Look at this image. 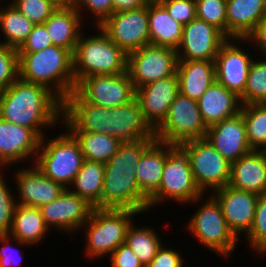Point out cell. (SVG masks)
Here are the masks:
<instances>
[{
  "mask_svg": "<svg viewBox=\"0 0 266 267\" xmlns=\"http://www.w3.org/2000/svg\"><path fill=\"white\" fill-rule=\"evenodd\" d=\"M0 118L33 129L42 138V129L60 123L62 101L47 87L18 77L0 93Z\"/></svg>",
  "mask_w": 266,
  "mask_h": 267,
  "instance_id": "1",
  "label": "cell"
},
{
  "mask_svg": "<svg viewBox=\"0 0 266 267\" xmlns=\"http://www.w3.org/2000/svg\"><path fill=\"white\" fill-rule=\"evenodd\" d=\"M155 140L145 138L124 143L105 163L101 209L149 211V199L141 192L136 169L144 150Z\"/></svg>",
  "mask_w": 266,
  "mask_h": 267,
  "instance_id": "2",
  "label": "cell"
},
{
  "mask_svg": "<svg viewBox=\"0 0 266 267\" xmlns=\"http://www.w3.org/2000/svg\"><path fill=\"white\" fill-rule=\"evenodd\" d=\"M18 77L47 87L63 101L76 87L73 53L55 45L37 52L18 53Z\"/></svg>",
  "mask_w": 266,
  "mask_h": 267,
  "instance_id": "3",
  "label": "cell"
},
{
  "mask_svg": "<svg viewBox=\"0 0 266 267\" xmlns=\"http://www.w3.org/2000/svg\"><path fill=\"white\" fill-rule=\"evenodd\" d=\"M97 35H80L73 53L76 84L91 75H111L127 72L128 55L99 27Z\"/></svg>",
  "mask_w": 266,
  "mask_h": 267,
  "instance_id": "4",
  "label": "cell"
},
{
  "mask_svg": "<svg viewBox=\"0 0 266 267\" xmlns=\"http://www.w3.org/2000/svg\"><path fill=\"white\" fill-rule=\"evenodd\" d=\"M66 131L47 142L46 136L41 138L34 164L46 177L70 188L85 159L78 140Z\"/></svg>",
  "mask_w": 266,
  "mask_h": 267,
  "instance_id": "5",
  "label": "cell"
},
{
  "mask_svg": "<svg viewBox=\"0 0 266 267\" xmlns=\"http://www.w3.org/2000/svg\"><path fill=\"white\" fill-rule=\"evenodd\" d=\"M204 194L198 188L191 170L190 156L180 144L168 143V155L159 189L149 198V210L169 199L179 203L200 201Z\"/></svg>",
  "mask_w": 266,
  "mask_h": 267,
  "instance_id": "6",
  "label": "cell"
},
{
  "mask_svg": "<svg viewBox=\"0 0 266 267\" xmlns=\"http://www.w3.org/2000/svg\"><path fill=\"white\" fill-rule=\"evenodd\" d=\"M140 214L130 209L93 208L89 219L81 227L86 230L85 256L91 258L111 255L125 243L126 232L133 216ZM86 228V229H85Z\"/></svg>",
  "mask_w": 266,
  "mask_h": 267,
  "instance_id": "7",
  "label": "cell"
},
{
  "mask_svg": "<svg viewBox=\"0 0 266 267\" xmlns=\"http://www.w3.org/2000/svg\"><path fill=\"white\" fill-rule=\"evenodd\" d=\"M189 220L187 229L210 251L228 257L238 238L228 228L218 201L211 195Z\"/></svg>",
  "mask_w": 266,
  "mask_h": 267,
  "instance_id": "8",
  "label": "cell"
},
{
  "mask_svg": "<svg viewBox=\"0 0 266 267\" xmlns=\"http://www.w3.org/2000/svg\"><path fill=\"white\" fill-rule=\"evenodd\" d=\"M204 124L197 101L178 93L169 107L167 116L154 130L155 139L169 144L206 137Z\"/></svg>",
  "mask_w": 266,
  "mask_h": 267,
  "instance_id": "9",
  "label": "cell"
},
{
  "mask_svg": "<svg viewBox=\"0 0 266 267\" xmlns=\"http://www.w3.org/2000/svg\"><path fill=\"white\" fill-rule=\"evenodd\" d=\"M180 145L190 156L194 180L203 194L207 189L214 192L229 185L231 162L224 158L207 139L189 140Z\"/></svg>",
  "mask_w": 266,
  "mask_h": 267,
  "instance_id": "10",
  "label": "cell"
},
{
  "mask_svg": "<svg viewBox=\"0 0 266 267\" xmlns=\"http://www.w3.org/2000/svg\"><path fill=\"white\" fill-rule=\"evenodd\" d=\"M176 49L148 44L128 54L127 72L135 89L177 73Z\"/></svg>",
  "mask_w": 266,
  "mask_h": 267,
  "instance_id": "11",
  "label": "cell"
},
{
  "mask_svg": "<svg viewBox=\"0 0 266 267\" xmlns=\"http://www.w3.org/2000/svg\"><path fill=\"white\" fill-rule=\"evenodd\" d=\"M84 101L101 107L125 105L136 97L128 72L82 78L74 90Z\"/></svg>",
  "mask_w": 266,
  "mask_h": 267,
  "instance_id": "12",
  "label": "cell"
},
{
  "mask_svg": "<svg viewBox=\"0 0 266 267\" xmlns=\"http://www.w3.org/2000/svg\"><path fill=\"white\" fill-rule=\"evenodd\" d=\"M99 27L127 55L150 44L148 5L112 13Z\"/></svg>",
  "mask_w": 266,
  "mask_h": 267,
  "instance_id": "13",
  "label": "cell"
},
{
  "mask_svg": "<svg viewBox=\"0 0 266 267\" xmlns=\"http://www.w3.org/2000/svg\"><path fill=\"white\" fill-rule=\"evenodd\" d=\"M227 39L215 26L195 18L183 26L181 43L176 49L178 60L215 61L221 45Z\"/></svg>",
  "mask_w": 266,
  "mask_h": 267,
  "instance_id": "14",
  "label": "cell"
},
{
  "mask_svg": "<svg viewBox=\"0 0 266 267\" xmlns=\"http://www.w3.org/2000/svg\"><path fill=\"white\" fill-rule=\"evenodd\" d=\"M242 41L243 39L228 38L215 58L216 81L238 97L244 94L248 72L254 60L241 46H237V43L242 44Z\"/></svg>",
  "mask_w": 266,
  "mask_h": 267,
  "instance_id": "15",
  "label": "cell"
},
{
  "mask_svg": "<svg viewBox=\"0 0 266 267\" xmlns=\"http://www.w3.org/2000/svg\"><path fill=\"white\" fill-rule=\"evenodd\" d=\"M70 189L65 188L57 199L40 207L46 225L66 233L79 231L94 208Z\"/></svg>",
  "mask_w": 266,
  "mask_h": 267,
  "instance_id": "16",
  "label": "cell"
},
{
  "mask_svg": "<svg viewBox=\"0 0 266 267\" xmlns=\"http://www.w3.org/2000/svg\"><path fill=\"white\" fill-rule=\"evenodd\" d=\"M104 134L118 138L122 144L155 138L154 130L145 121L136 98L125 105L108 108Z\"/></svg>",
  "mask_w": 266,
  "mask_h": 267,
  "instance_id": "17",
  "label": "cell"
},
{
  "mask_svg": "<svg viewBox=\"0 0 266 267\" xmlns=\"http://www.w3.org/2000/svg\"><path fill=\"white\" fill-rule=\"evenodd\" d=\"M211 194L219 203L228 228L239 239L252 227L259 195L226 185Z\"/></svg>",
  "mask_w": 266,
  "mask_h": 267,
  "instance_id": "18",
  "label": "cell"
},
{
  "mask_svg": "<svg viewBox=\"0 0 266 267\" xmlns=\"http://www.w3.org/2000/svg\"><path fill=\"white\" fill-rule=\"evenodd\" d=\"M179 93L177 74L159 79L136 89L143 117L155 130L167 116L168 110Z\"/></svg>",
  "mask_w": 266,
  "mask_h": 267,
  "instance_id": "19",
  "label": "cell"
},
{
  "mask_svg": "<svg viewBox=\"0 0 266 267\" xmlns=\"http://www.w3.org/2000/svg\"><path fill=\"white\" fill-rule=\"evenodd\" d=\"M41 137L33 130L0 118V168L35 158Z\"/></svg>",
  "mask_w": 266,
  "mask_h": 267,
  "instance_id": "20",
  "label": "cell"
},
{
  "mask_svg": "<svg viewBox=\"0 0 266 267\" xmlns=\"http://www.w3.org/2000/svg\"><path fill=\"white\" fill-rule=\"evenodd\" d=\"M205 139L231 163L252 150L247 141L241 112L209 127Z\"/></svg>",
  "mask_w": 266,
  "mask_h": 267,
  "instance_id": "21",
  "label": "cell"
},
{
  "mask_svg": "<svg viewBox=\"0 0 266 267\" xmlns=\"http://www.w3.org/2000/svg\"><path fill=\"white\" fill-rule=\"evenodd\" d=\"M22 168L15 174L19 202L17 204L40 208L42 205L57 199L64 187L46 177L34 164Z\"/></svg>",
  "mask_w": 266,
  "mask_h": 267,
  "instance_id": "22",
  "label": "cell"
},
{
  "mask_svg": "<svg viewBox=\"0 0 266 267\" xmlns=\"http://www.w3.org/2000/svg\"><path fill=\"white\" fill-rule=\"evenodd\" d=\"M108 107L84 101L75 91L62 101V123L70 132L104 133Z\"/></svg>",
  "mask_w": 266,
  "mask_h": 267,
  "instance_id": "23",
  "label": "cell"
},
{
  "mask_svg": "<svg viewBox=\"0 0 266 267\" xmlns=\"http://www.w3.org/2000/svg\"><path fill=\"white\" fill-rule=\"evenodd\" d=\"M232 188L266 194V151L251 150L231 163Z\"/></svg>",
  "mask_w": 266,
  "mask_h": 267,
  "instance_id": "24",
  "label": "cell"
},
{
  "mask_svg": "<svg viewBox=\"0 0 266 267\" xmlns=\"http://www.w3.org/2000/svg\"><path fill=\"white\" fill-rule=\"evenodd\" d=\"M197 103L207 128L237 115L242 106L240 97L216 80L200 97Z\"/></svg>",
  "mask_w": 266,
  "mask_h": 267,
  "instance_id": "25",
  "label": "cell"
},
{
  "mask_svg": "<svg viewBox=\"0 0 266 267\" xmlns=\"http://www.w3.org/2000/svg\"><path fill=\"white\" fill-rule=\"evenodd\" d=\"M227 38L246 39L266 16V0H227Z\"/></svg>",
  "mask_w": 266,
  "mask_h": 267,
  "instance_id": "26",
  "label": "cell"
},
{
  "mask_svg": "<svg viewBox=\"0 0 266 267\" xmlns=\"http://www.w3.org/2000/svg\"><path fill=\"white\" fill-rule=\"evenodd\" d=\"M74 5H60L43 24L47 28L52 45L74 53L81 35L83 18Z\"/></svg>",
  "mask_w": 266,
  "mask_h": 267,
  "instance_id": "27",
  "label": "cell"
},
{
  "mask_svg": "<svg viewBox=\"0 0 266 267\" xmlns=\"http://www.w3.org/2000/svg\"><path fill=\"white\" fill-rule=\"evenodd\" d=\"M176 74L179 81V93L198 101L216 80L215 61L178 60Z\"/></svg>",
  "mask_w": 266,
  "mask_h": 267,
  "instance_id": "28",
  "label": "cell"
},
{
  "mask_svg": "<svg viewBox=\"0 0 266 267\" xmlns=\"http://www.w3.org/2000/svg\"><path fill=\"white\" fill-rule=\"evenodd\" d=\"M168 143L154 140L141 155L136 174L141 192L149 199L160 186Z\"/></svg>",
  "mask_w": 266,
  "mask_h": 267,
  "instance_id": "29",
  "label": "cell"
},
{
  "mask_svg": "<svg viewBox=\"0 0 266 267\" xmlns=\"http://www.w3.org/2000/svg\"><path fill=\"white\" fill-rule=\"evenodd\" d=\"M150 44L177 49L181 43L183 25L174 20L158 1L148 3Z\"/></svg>",
  "mask_w": 266,
  "mask_h": 267,
  "instance_id": "30",
  "label": "cell"
},
{
  "mask_svg": "<svg viewBox=\"0 0 266 267\" xmlns=\"http://www.w3.org/2000/svg\"><path fill=\"white\" fill-rule=\"evenodd\" d=\"M50 228L46 225L40 208L16 205L10 235L13 243L35 246L45 237Z\"/></svg>",
  "mask_w": 266,
  "mask_h": 267,
  "instance_id": "31",
  "label": "cell"
},
{
  "mask_svg": "<svg viewBox=\"0 0 266 267\" xmlns=\"http://www.w3.org/2000/svg\"><path fill=\"white\" fill-rule=\"evenodd\" d=\"M104 170L105 163L84 160L72 183L74 189L71 191L84 198L94 208H101Z\"/></svg>",
  "mask_w": 266,
  "mask_h": 267,
  "instance_id": "32",
  "label": "cell"
},
{
  "mask_svg": "<svg viewBox=\"0 0 266 267\" xmlns=\"http://www.w3.org/2000/svg\"><path fill=\"white\" fill-rule=\"evenodd\" d=\"M34 23L28 20L11 2L0 7V28L6 46L18 49L32 31Z\"/></svg>",
  "mask_w": 266,
  "mask_h": 267,
  "instance_id": "33",
  "label": "cell"
},
{
  "mask_svg": "<svg viewBox=\"0 0 266 267\" xmlns=\"http://www.w3.org/2000/svg\"><path fill=\"white\" fill-rule=\"evenodd\" d=\"M78 140L88 161L108 162L122 144L118 138L97 132H71Z\"/></svg>",
  "mask_w": 266,
  "mask_h": 267,
  "instance_id": "34",
  "label": "cell"
},
{
  "mask_svg": "<svg viewBox=\"0 0 266 267\" xmlns=\"http://www.w3.org/2000/svg\"><path fill=\"white\" fill-rule=\"evenodd\" d=\"M158 235L153 228L145 226L136 228L134 223H131L127 229L125 243L132 249L144 267L150 263L163 244Z\"/></svg>",
  "mask_w": 266,
  "mask_h": 267,
  "instance_id": "35",
  "label": "cell"
},
{
  "mask_svg": "<svg viewBox=\"0 0 266 267\" xmlns=\"http://www.w3.org/2000/svg\"><path fill=\"white\" fill-rule=\"evenodd\" d=\"M240 112L250 148L266 151V103L242 105Z\"/></svg>",
  "mask_w": 266,
  "mask_h": 267,
  "instance_id": "36",
  "label": "cell"
},
{
  "mask_svg": "<svg viewBox=\"0 0 266 267\" xmlns=\"http://www.w3.org/2000/svg\"><path fill=\"white\" fill-rule=\"evenodd\" d=\"M261 61H252L241 105L266 103V56Z\"/></svg>",
  "mask_w": 266,
  "mask_h": 267,
  "instance_id": "37",
  "label": "cell"
},
{
  "mask_svg": "<svg viewBox=\"0 0 266 267\" xmlns=\"http://www.w3.org/2000/svg\"><path fill=\"white\" fill-rule=\"evenodd\" d=\"M196 18L215 26L227 37V0H195Z\"/></svg>",
  "mask_w": 266,
  "mask_h": 267,
  "instance_id": "38",
  "label": "cell"
},
{
  "mask_svg": "<svg viewBox=\"0 0 266 267\" xmlns=\"http://www.w3.org/2000/svg\"><path fill=\"white\" fill-rule=\"evenodd\" d=\"M11 3L34 25L43 24L60 6L55 0H11Z\"/></svg>",
  "mask_w": 266,
  "mask_h": 267,
  "instance_id": "39",
  "label": "cell"
},
{
  "mask_svg": "<svg viewBox=\"0 0 266 267\" xmlns=\"http://www.w3.org/2000/svg\"><path fill=\"white\" fill-rule=\"evenodd\" d=\"M246 237L253 251L266 254V194L259 195L254 221Z\"/></svg>",
  "mask_w": 266,
  "mask_h": 267,
  "instance_id": "40",
  "label": "cell"
},
{
  "mask_svg": "<svg viewBox=\"0 0 266 267\" xmlns=\"http://www.w3.org/2000/svg\"><path fill=\"white\" fill-rule=\"evenodd\" d=\"M18 78V51L0 43V93Z\"/></svg>",
  "mask_w": 266,
  "mask_h": 267,
  "instance_id": "41",
  "label": "cell"
},
{
  "mask_svg": "<svg viewBox=\"0 0 266 267\" xmlns=\"http://www.w3.org/2000/svg\"><path fill=\"white\" fill-rule=\"evenodd\" d=\"M6 183L5 179L0 182V235L10 233L17 205V201Z\"/></svg>",
  "mask_w": 266,
  "mask_h": 267,
  "instance_id": "42",
  "label": "cell"
},
{
  "mask_svg": "<svg viewBox=\"0 0 266 267\" xmlns=\"http://www.w3.org/2000/svg\"><path fill=\"white\" fill-rule=\"evenodd\" d=\"M169 15L183 26L196 18L195 0H158Z\"/></svg>",
  "mask_w": 266,
  "mask_h": 267,
  "instance_id": "43",
  "label": "cell"
},
{
  "mask_svg": "<svg viewBox=\"0 0 266 267\" xmlns=\"http://www.w3.org/2000/svg\"><path fill=\"white\" fill-rule=\"evenodd\" d=\"M73 5L81 16L83 14L81 12L86 9L88 13L93 14L96 26H100L113 13L112 0H74Z\"/></svg>",
  "mask_w": 266,
  "mask_h": 267,
  "instance_id": "44",
  "label": "cell"
},
{
  "mask_svg": "<svg viewBox=\"0 0 266 267\" xmlns=\"http://www.w3.org/2000/svg\"><path fill=\"white\" fill-rule=\"evenodd\" d=\"M52 46V42L44 24L33 26L24 43L17 49L18 53H31L41 51Z\"/></svg>",
  "mask_w": 266,
  "mask_h": 267,
  "instance_id": "45",
  "label": "cell"
},
{
  "mask_svg": "<svg viewBox=\"0 0 266 267\" xmlns=\"http://www.w3.org/2000/svg\"><path fill=\"white\" fill-rule=\"evenodd\" d=\"M111 267H144L132 249L123 243L110 255Z\"/></svg>",
  "mask_w": 266,
  "mask_h": 267,
  "instance_id": "46",
  "label": "cell"
},
{
  "mask_svg": "<svg viewBox=\"0 0 266 267\" xmlns=\"http://www.w3.org/2000/svg\"><path fill=\"white\" fill-rule=\"evenodd\" d=\"M163 246L157 250L156 255L146 267H184L183 258L179 252Z\"/></svg>",
  "mask_w": 266,
  "mask_h": 267,
  "instance_id": "47",
  "label": "cell"
},
{
  "mask_svg": "<svg viewBox=\"0 0 266 267\" xmlns=\"http://www.w3.org/2000/svg\"><path fill=\"white\" fill-rule=\"evenodd\" d=\"M13 239L14 237L10 234L0 235V244L2 246L0 248V267H20V264H22L23 257L20 259L21 255L16 252L15 248L12 247L13 251L10 248L12 246L10 242H12Z\"/></svg>",
  "mask_w": 266,
  "mask_h": 267,
  "instance_id": "48",
  "label": "cell"
},
{
  "mask_svg": "<svg viewBox=\"0 0 266 267\" xmlns=\"http://www.w3.org/2000/svg\"><path fill=\"white\" fill-rule=\"evenodd\" d=\"M255 44L260 49L263 56H266V16L258 23L254 31L246 38L243 43Z\"/></svg>",
  "mask_w": 266,
  "mask_h": 267,
  "instance_id": "49",
  "label": "cell"
},
{
  "mask_svg": "<svg viewBox=\"0 0 266 267\" xmlns=\"http://www.w3.org/2000/svg\"><path fill=\"white\" fill-rule=\"evenodd\" d=\"M151 0H112L113 13L135 10L147 6Z\"/></svg>",
  "mask_w": 266,
  "mask_h": 267,
  "instance_id": "50",
  "label": "cell"
},
{
  "mask_svg": "<svg viewBox=\"0 0 266 267\" xmlns=\"http://www.w3.org/2000/svg\"><path fill=\"white\" fill-rule=\"evenodd\" d=\"M60 5H73L74 0H55Z\"/></svg>",
  "mask_w": 266,
  "mask_h": 267,
  "instance_id": "51",
  "label": "cell"
},
{
  "mask_svg": "<svg viewBox=\"0 0 266 267\" xmlns=\"http://www.w3.org/2000/svg\"><path fill=\"white\" fill-rule=\"evenodd\" d=\"M2 169H3V167L0 169V182H2L4 180V178L2 177V174H1Z\"/></svg>",
  "mask_w": 266,
  "mask_h": 267,
  "instance_id": "52",
  "label": "cell"
}]
</instances>
